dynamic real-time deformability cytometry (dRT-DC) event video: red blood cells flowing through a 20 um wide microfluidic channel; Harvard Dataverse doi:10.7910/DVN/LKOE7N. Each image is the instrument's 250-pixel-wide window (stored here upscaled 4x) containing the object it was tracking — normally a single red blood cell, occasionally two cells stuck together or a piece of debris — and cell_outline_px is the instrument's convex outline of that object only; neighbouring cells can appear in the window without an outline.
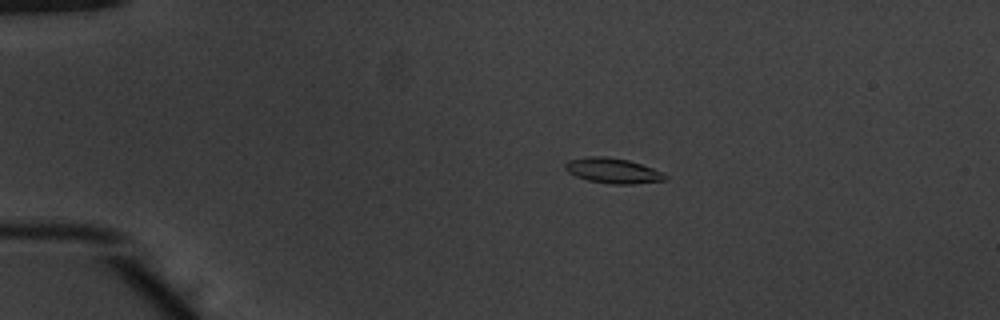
{"species": "common noctule bat (a hibernating species)", "species_latin": "Nyctalus noctula", "temperature_condition": "warm", "stored_images_in_passage": 43, "camera_frame_rate_fps": 3000, "um_per_image_px": 0.085, "animal": {"sex": "male", "body_mass_g": 20.1, "forearm_length_mm": 53.5}, "frame": {"image": 1, "passage_image": 1, "time_ms": 0.0, "image_size_px": [1000, 320], "cell_outline_px": [[668, 180], [632, 184], [612, 184], [588, 180], [576, 176], [568, 172], [564, 168], [564, 164], [568, 160], [588, 156], [604, 156], [628, 160], [664, 172], [668, 176]], "centroid_in_image_um": [52.11, 14.51], "position_along_channel_um": 32.9, "area_um2": 14.74}}
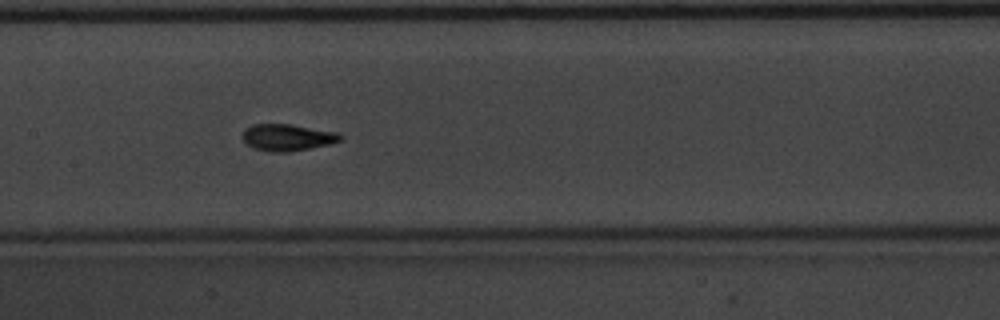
{"frame": {"image": 2, "passage_image": 17, "time_ms": 5.333, "image_size_px": [1000, 320], "cell_outline_px": [[344, 136], [340, 140], [328, 144], [288, 152], [272, 152], [252, 148], [240, 136], [244, 128], [252, 124], [292, 124], [340, 132]], "centroid_in_image_um": [24.41, 11.66], "position_along_channel_um": 183.0, "area_um2": 15.43}}
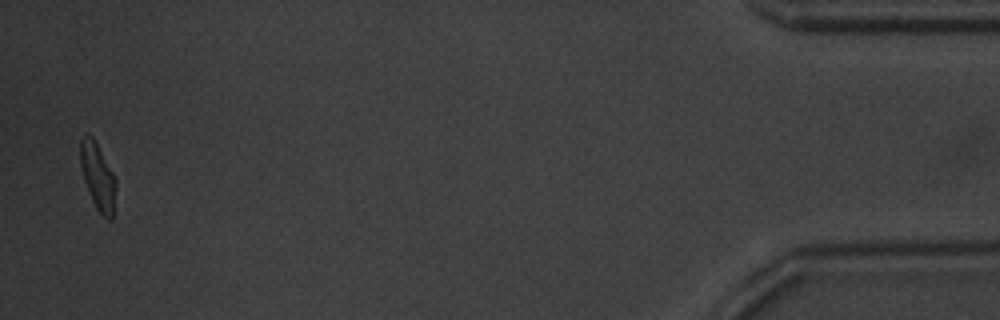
{"frame": {"image": 3, "passage_image": 42, "time_ms": 13.667, "image_size_px": [1000, 320], "cell_outline_px": [[116, 188], [112, 220], [108, 220], [96, 208], [92, 200], [84, 180], [80, 164], [80, 140], [84, 132], [88, 132], [92, 136], [112, 172], [116, 180]], "centroid_in_image_um": [8.29, 14.98], "position_along_channel_um": 426.9, "area_um2": 13.7}, "authors_computed_cell_mechanics": {"area_um2": 14.45, "velocity_mm_per_s": 3.8902, "shape_relaxation_time_tau1_ms": 2.7773, "shape_relaxation_time_tau2_ms": 1.1572, "deformation_change_tau1": 0.1759, "deformation_change_tau2": 0.0687}}